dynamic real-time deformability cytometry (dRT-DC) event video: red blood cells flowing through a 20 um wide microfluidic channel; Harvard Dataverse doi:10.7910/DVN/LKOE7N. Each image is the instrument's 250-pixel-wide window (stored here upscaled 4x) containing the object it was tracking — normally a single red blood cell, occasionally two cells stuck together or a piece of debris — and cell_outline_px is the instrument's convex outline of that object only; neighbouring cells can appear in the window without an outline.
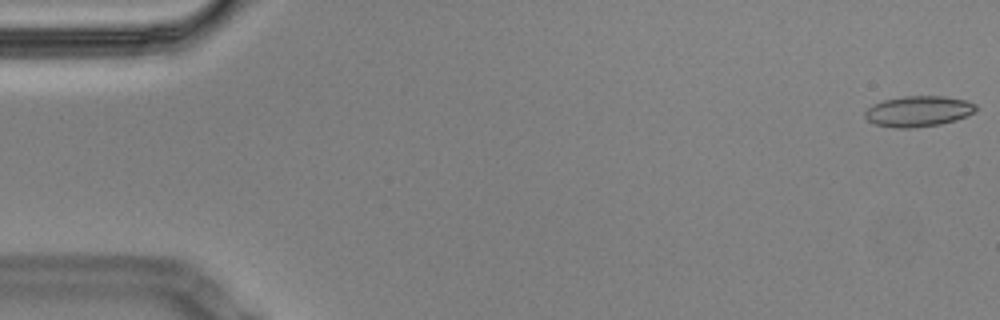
{"species": "Egyptian fruit bat (a non-hibernating species)", "species_latin": "Rousettus aegyptiacus", "temperature_condition": "cold", "stored_images_in_passage": 58, "camera_frame_rate_fps": 3000, "um_per_image_px": 0.085, "animal": {"sex": "male"}, "frame": {"image": 1, "passage_image": 1, "time_ms": 0.0, "image_size_px": [1000, 320], "cell_outline_px": [[976, 112], [956, 120], [940, 124], [912, 128], [892, 128], [876, 124], [868, 120], [864, 116], [864, 112], [872, 104], [884, 100], [904, 96], [944, 96], [964, 100], [976, 104]], "centroid_in_image_um": [78.05, 9.46], "position_along_channel_um": 6.9, "area_um2": 19.88}}
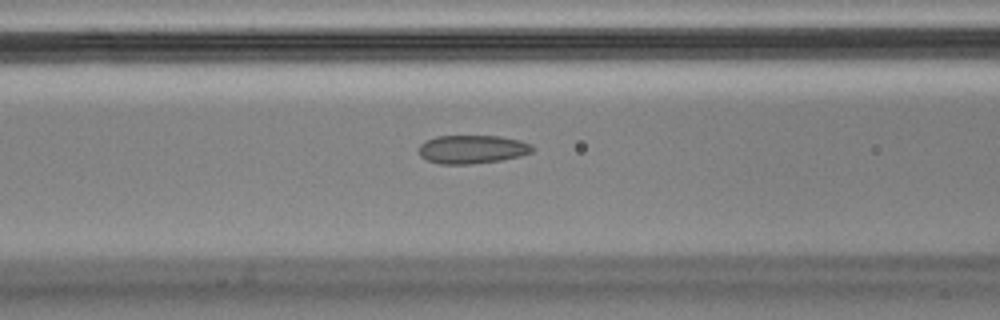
{"frame": {"image": 2, "passage_image": 23, "time_ms": 7.333, "image_size_px": [1000, 320], "cell_outline_px": [[536, 148], [532, 152], [520, 156], [500, 160], [468, 164], [440, 164], [428, 160], [420, 156], [420, 144], [436, 136], [500, 136], [520, 140], [532, 144]], "centroid_in_image_um": [40.18, 12.68], "position_along_channel_um": 126.4, "area_um2": 18.79}}
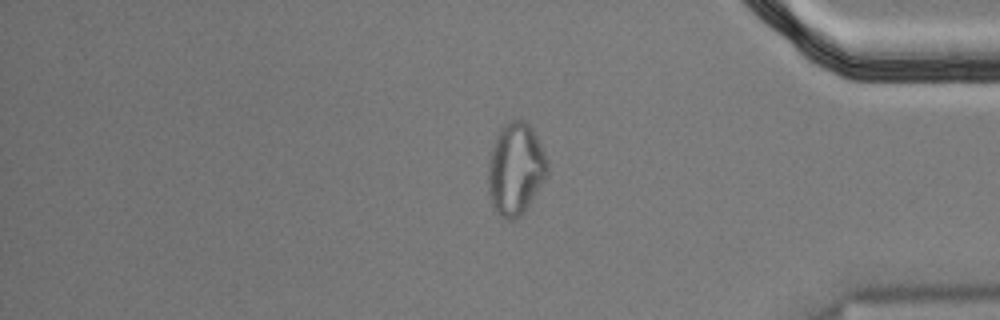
{"frame": {"image": 3, "passage_image": 48, "time_ms": 15.667, "image_size_px": [1000, 320], "cell_outline_px": [[548, 172], [544, 180], [524, 212], [520, 216], [512, 220], [508, 220], [500, 216], [492, 208], [488, 192], [488, 164], [492, 148], [496, 136], [500, 128], [504, 124], [512, 120], [524, 120], [532, 128], [548, 160]], "centroid_in_image_um": [43.81, 14.38], "position_along_channel_um": 391.4, "area_um2": 31.85}, "authors_computed_cell_mechanics": {"area_um2": 19.8832, "velocity_mm_per_s": 3.4678, "shape_relaxation_time_tau1_ms": null, "shape_relaxation_time_tau2_ms": 1.7755, "deformation_change_tau1": null, "deformation_change_tau2": 0.0634}}